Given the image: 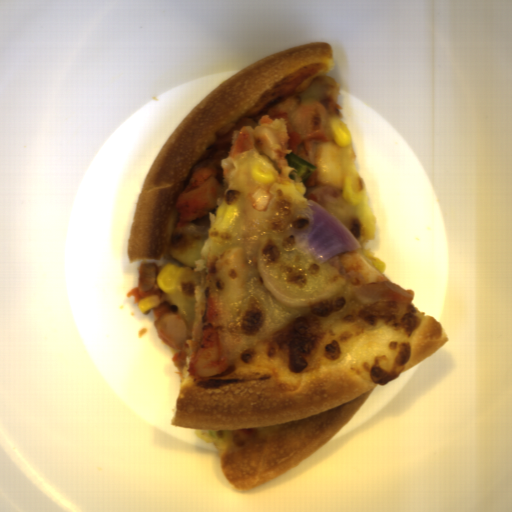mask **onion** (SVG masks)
I'll list each match as a JSON object with an SVG mask.
<instances>
[{
    "mask_svg": "<svg viewBox=\"0 0 512 512\" xmlns=\"http://www.w3.org/2000/svg\"><path fill=\"white\" fill-rule=\"evenodd\" d=\"M360 296L367 299L389 300L398 304H410L413 291L402 289L392 281L361 284L357 289Z\"/></svg>",
    "mask_w": 512,
    "mask_h": 512,
    "instance_id": "6bf65262",
    "label": "onion"
},
{
    "mask_svg": "<svg viewBox=\"0 0 512 512\" xmlns=\"http://www.w3.org/2000/svg\"><path fill=\"white\" fill-rule=\"evenodd\" d=\"M309 226L294 230L296 240L322 262L344 252L361 249L358 240L345 224L320 204L309 200Z\"/></svg>",
    "mask_w": 512,
    "mask_h": 512,
    "instance_id": "06740285",
    "label": "onion"
}]
</instances>
